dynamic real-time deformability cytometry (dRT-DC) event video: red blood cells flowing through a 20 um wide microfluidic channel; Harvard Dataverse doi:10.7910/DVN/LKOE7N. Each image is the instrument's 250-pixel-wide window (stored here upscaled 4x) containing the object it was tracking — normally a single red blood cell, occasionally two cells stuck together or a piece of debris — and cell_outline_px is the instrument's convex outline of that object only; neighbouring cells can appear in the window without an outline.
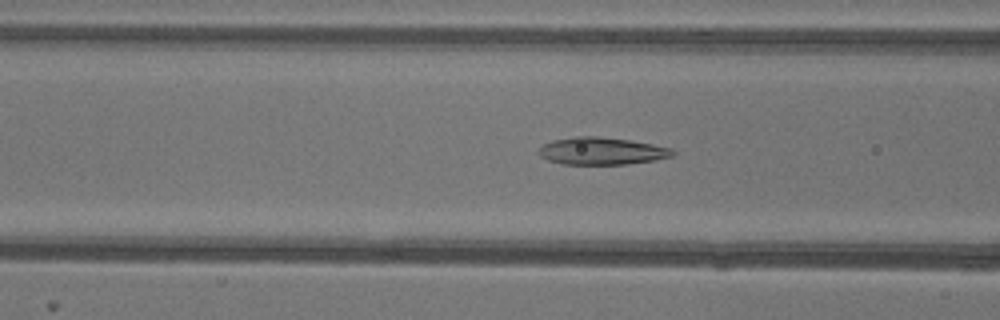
{"species": "common noctule bat (a hibernating species)", "species_latin": "Nyctalus noctula", "temperature_condition": "warm", "stored_images_in_passage": 51, "camera_frame_rate_fps": 3000, "um_per_image_px": 0.085, "animal": {"sex": "female"}, "frame": {"image": 1, "passage_image": 19, "time_ms": 6.0, "image_size_px": [1000, 320], "cell_outline_px": [[676, 152], [672, 156], [656, 160], [628, 164], [560, 164], [548, 160], [540, 156], [536, 152], [544, 144], [552, 140], [576, 136], [596, 136], [628, 140], [652, 144], [672, 148]], "centroid_in_image_um": [51.13, 12.84], "position_along_channel_um": 115.5, "area_um2": 21.39}}
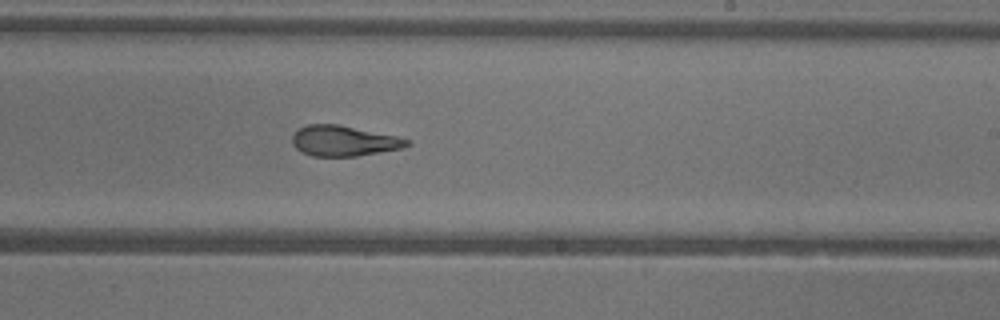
{"frame": {"image": 2, "passage_image": 30, "time_ms": 9.667, "image_size_px": [1000, 320], "cell_outline_px": [[412, 144], [404, 148], [356, 156], [312, 156], [300, 152], [292, 144], [292, 136], [300, 128], [308, 124], [340, 124], [396, 136], [408, 140]], "centroid_in_image_um": [29.22, 11.97], "position_along_channel_um": 259.8, "area_um2": 20.4}}
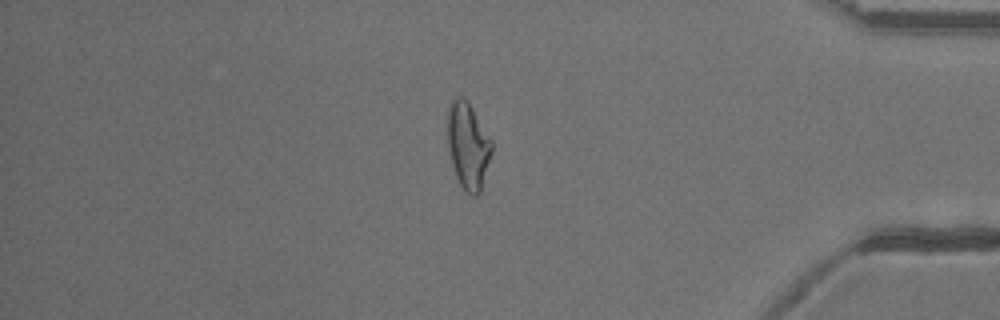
{"frame": {"image": 3, "passage_image": 43, "time_ms": 14.0, "image_size_px": [1000, 320], "cell_outline_px": [[492, 152], [480, 192], [476, 196], [472, 196], [460, 184], [456, 176], [452, 164], [448, 148], [448, 112], [452, 100], [456, 96], [460, 96], [468, 100], [492, 140]], "centroid_in_image_um": [39.79, 12.36], "position_along_channel_um": 395.4, "area_um2": 22.14}, "authors_computed_cell_mechanics": {"area_um2": 22.4264, "velocity_mm_per_s": 3.9415, "shape_relaxation_time_tau1_ms": null, "shape_relaxation_time_tau2_ms": 2.0933, "deformation_change_tau1": null, "deformation_change_tau2": 0.1008}}